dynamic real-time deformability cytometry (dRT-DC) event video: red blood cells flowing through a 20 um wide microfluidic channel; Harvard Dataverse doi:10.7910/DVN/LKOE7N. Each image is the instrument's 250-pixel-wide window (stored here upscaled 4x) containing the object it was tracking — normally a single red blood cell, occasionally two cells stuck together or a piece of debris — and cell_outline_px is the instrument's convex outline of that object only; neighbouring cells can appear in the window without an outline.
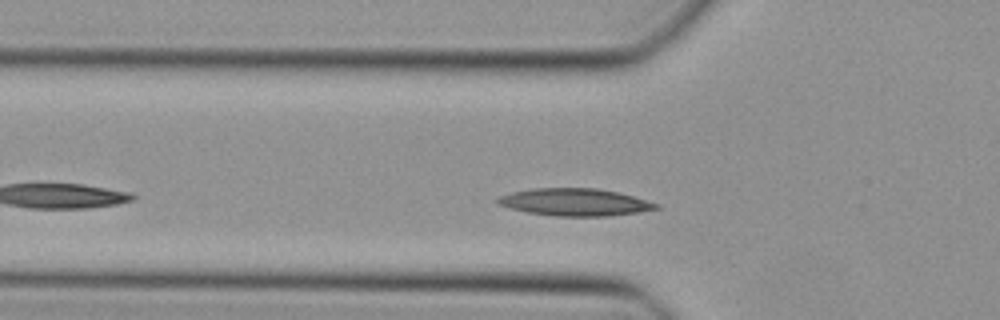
{"species": "Egyptian fruit bat (a non-hibernating species)", "species_latin": "Rousettus aegyptiacus", "temperature_condition": "cold", "stored_images_in_passage": 38, "camera_frame_rate_fps": 3000, "um_per_image_px": 0.085, "animal": {"sex": "female"}, "frame": {"image": 1, "passage_image": 8, "time_ms": 2.333, "image_size_px": [1000, 320], "cell_outline_px": [[660, 208], [640, 212], [608, 216], [552, 216], [528, 212], [508, 208], [496, 204], [496, 196], [512, 192], [532, 188], [596, 188], [616, 192], [632, 196], [660, 204]], "centroid_in_image_um": [48.81, 17.18], "position_along_channel_um": 77.0, "area_um2": 25.37}}
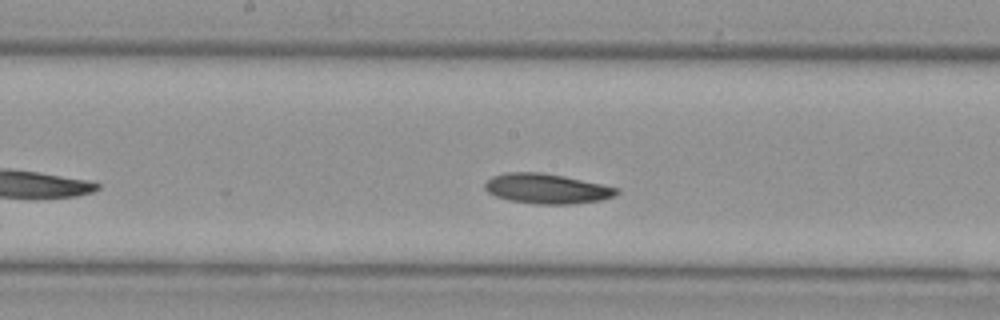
{"frame": {"image": 2, "passage_image": 17, "time_ms": 5.333, "image_size_px": [1000, 320], "cell_outline_px": [[620, 192], [612, 196], [600, 200], [572, 204], [536, 204], [508, 200], [496, 196], [488, 192], [484, 188], [484, 184], [492, 176], [504, 172], [540, 172], [564, 176], [620, 188]], "centroid_in_image_um": [46.46, 16.03], "position_along_channel_um": 201.7, "area_um2": 23.0}}
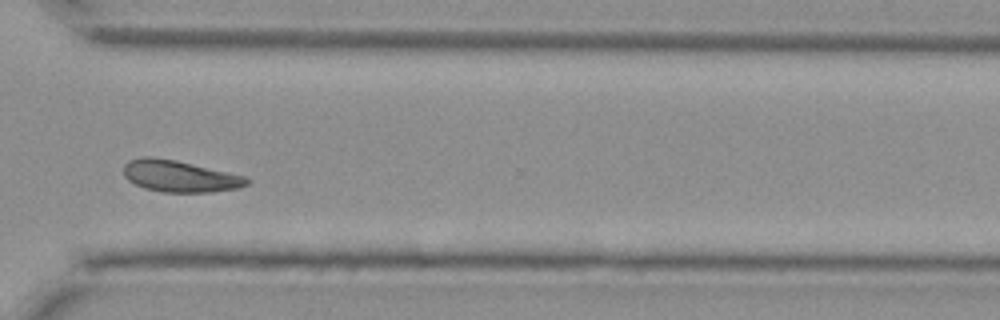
{"frame": {"image": 3, "passage_image": 28, "time_ms": 9.0, "image_size_px": [1000, 320], "cell_outline_px": [[252, 180], [248, 184], [240, 188], [212, 192], [164, 192], [144, 188], [128, 180], [124, 176], [124, 164], [128, 160], [140, 156], [152, 156], [176, 160], [248, 176]], "centroid_in_image_um": [15.31, 14.97], "position_along_channel_um": 355.3, "area_um2": 23.06}}